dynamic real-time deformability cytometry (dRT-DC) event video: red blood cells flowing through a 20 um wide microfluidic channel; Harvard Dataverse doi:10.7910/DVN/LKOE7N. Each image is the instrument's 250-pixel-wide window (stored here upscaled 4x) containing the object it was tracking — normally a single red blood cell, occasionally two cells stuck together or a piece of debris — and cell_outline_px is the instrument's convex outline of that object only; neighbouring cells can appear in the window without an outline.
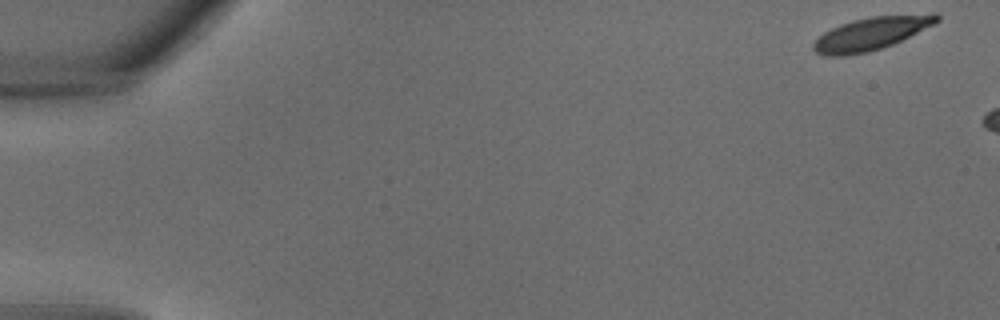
{"species": "common noctule bat (a hibernating species)", "species_latin": "Nyctalus noctula", "temperature_condition": "warm", "stored_images_in_passage": 5, "camera_frame_rate_fps": 3000, "um_per_image_px": 0.085, "animal": {"sex": "male", "body_mass_g": 18.8}, "frame": {"image": 1, "passage_image": 1, "time_ms": 0.0, "image_size_px": [1000, 320], "cell_outline_px": [[940, 20], [892, 44], [868, 52], [844, 56], [824, 56], [816, 52], [812, 48], [812, 44], [824, 32], [840, 24], [852, 20], [872, 16], [932, 12], [936, 12], [940, 16]], "centroid_in_image_um": [74.04, 2.83], "position_along_channel_um": 11.0, "area_um2": 23.58}}